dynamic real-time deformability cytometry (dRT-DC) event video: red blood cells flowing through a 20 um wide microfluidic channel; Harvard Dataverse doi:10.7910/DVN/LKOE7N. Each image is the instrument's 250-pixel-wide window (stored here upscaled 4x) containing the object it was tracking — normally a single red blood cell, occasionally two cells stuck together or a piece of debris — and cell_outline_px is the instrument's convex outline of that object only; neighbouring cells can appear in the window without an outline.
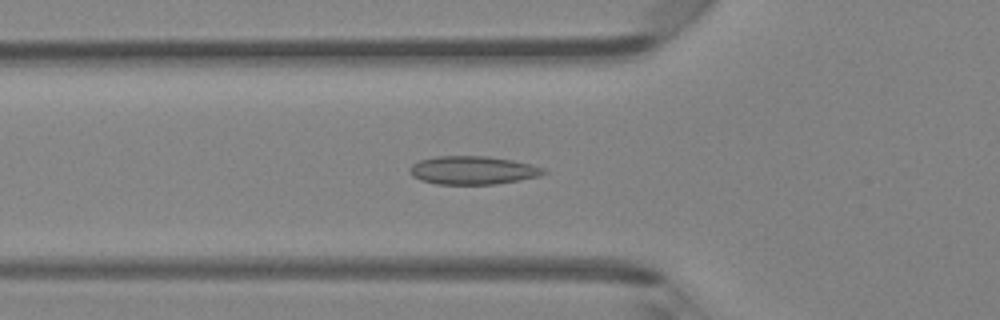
{"species": "Egyptian fruit bat (a non-hibernating species)", "species_latin": "Rousettus aegyptiacus", "temperature_condition": "room temperature", "stored_images_in_passage": 48, "camera_frame_rate_fps": 3000, "um_per_image_px": 0.085, "animal": {"sex": "female"}, "frame": {"image": 1, "passage_image": 17, "time_ms": 5.333, "image_size_px": [1000, 320], "cell_outline_px": [[548, 172], [540, 176], [496, 184], [436, 184], [420, 180], [412, 176], [408, 172], [408, 168], [412, 164], [420, 160], [436, 156], [488, 156], [512, 160], [532, 164], [544, 168]], "centroid_in_image_um": [40.17, 14.47], "position_along_channel_um": 85.6, "area_um2": 22.25}}
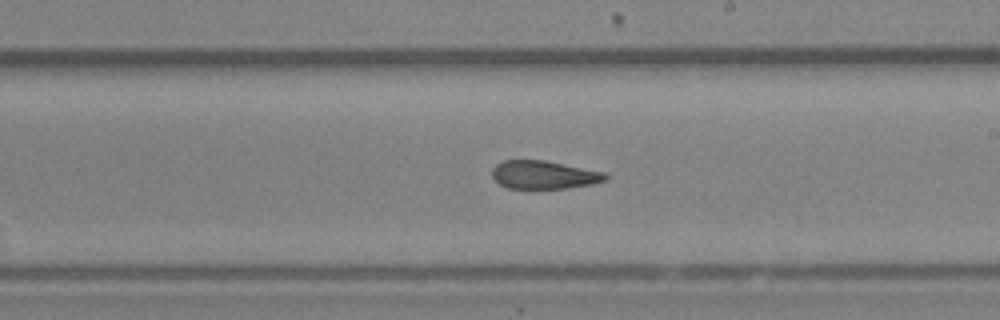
{"frame": {"image": 2, "passage_image": 28, "time_ms": 9.0, "image_size_px": [1000, 320], "cell_outline_px": [[612, 176], [608, 180], [592, 184], [568, 188], [508, 188], [500, 184], [492, 176], [492, 168], [500, 160], [544, 160], [608, 172]], "centroid_in_image_um": [46.31, 14.85], "position_along_channel_um": 242.7, "area_um2": 18.96}}
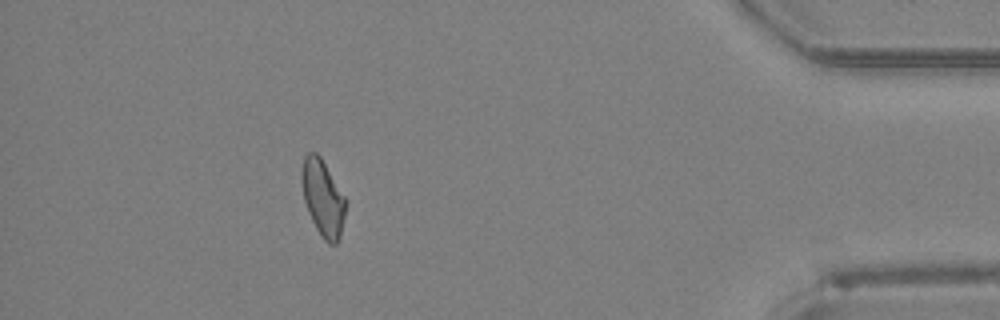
{"frame": {"image": 3, "passage_image": 43, "time_ms": 14.0, "image_size_px": [1000, 320], "cell_outline_px": [[344, 216], [340, 236], [336, 244], [328, 244], [320, 236], [308, 212], [304, 200], [300, 180], [300, 172], [304, 156], [308, 152], [316, 152], [320, 156], [344, 196]], "centroid_in_image_um": [27.39, 16.81], "position_along_channel_um": 407.8, "area_um2": 19.36}, "authors_computed_cell_mechanics": {"area_um2": 20.3745, "velocity_mm_per_s": 4.309, "shape_relaxation_time_tau1_ms": null, "shape_relaxation_time_tau2_ms": 2.7151, "deformation_change_tau1": null, "deformation_change_tau2": 0.0744}}